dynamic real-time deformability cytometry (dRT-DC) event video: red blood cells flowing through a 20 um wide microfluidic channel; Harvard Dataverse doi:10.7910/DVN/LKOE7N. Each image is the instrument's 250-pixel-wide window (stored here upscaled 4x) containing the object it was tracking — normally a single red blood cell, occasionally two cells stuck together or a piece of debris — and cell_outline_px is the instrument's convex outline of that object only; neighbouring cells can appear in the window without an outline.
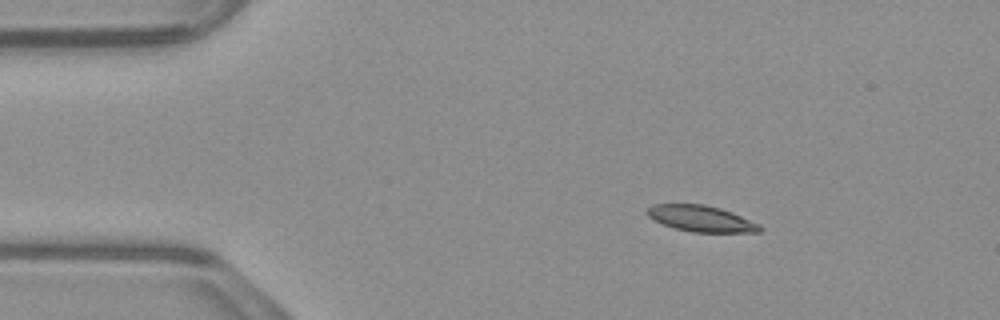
{"species": "common noctule bat (a hibernating species)", "species_latin": "Nyctalus noctula", "temperature_condition": "warm", "stored_images_in_passage": 46, "camera_frame_rate_fps": 3000, "um_per_image_px": 0.085, "animal": {"sex": "male", "body_mass_g": 23.1, "forearm_length_mm": 52.7}, "frame": {"image": 1, "passage_image": 1, "time_ms": 0.0, "image_size_px": [1000, 320], "cell_outline_px": [[764, 228], [760, 232], [692, 232], [672, 228], [648, 216], [644, 212], [652, 204], [704, 204], [720, 208], [732, 212], [760, 224]], "centroid_in_image_um": [59.6, 18.58], "position_along_channel_um": 25.4, "area_um2": 17.22}}
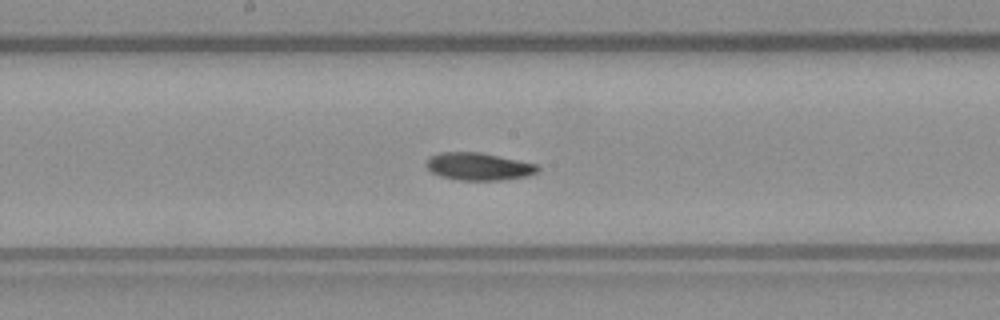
{"frame": {"image": 2, "passage_image": 20, "time_ms": 6.333, "image_size_px": [1000, 320], "cell_outline_px": [[540, 168], [536, 172], [528, 176], [500, 180], [456, 180], [440, 176], [432, 172], [424, 164], [432, 156], [440, 152], [480, 152], [536, 164]], "centroid_in_image_um": [40.66, 14.16], "position_along_channel_um": 207.5, "area_um2": 17.74}}
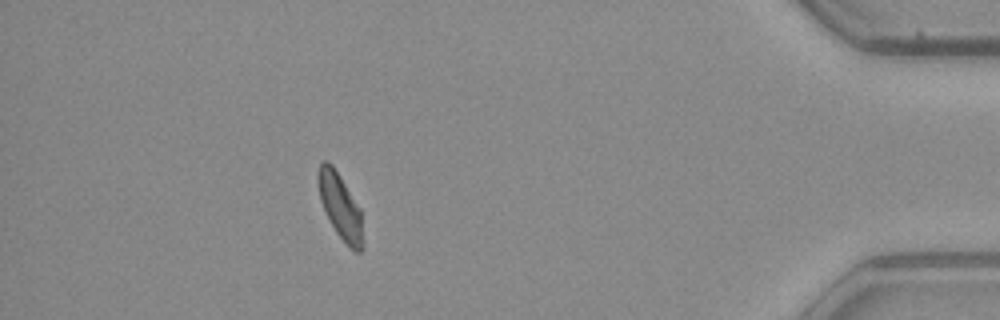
{"frame": {"image": 3, "passage_image": 40, "time_ms": 13.0, "image_size_px": [1000, 320], "cell_outline_px": [[364, 248], [360, 252], [356, 252], [336, 232], [320, 200], [316, 180], [316, 172], [320, 164], [324, 160], [328, 160], [332, 164], [340, 176], [360, 208]], "centroid_in_image_um": [28.9, 17.48], "position_along_channel_um": 406.3, "area_um2": 16.94}, "authors_computed_cell_mechanics": {"area_um2": 17.6001, "velocity_mm_per_s": 3.8638, "shape_relaxation_time_tau1_ms": 8.8728, "shape_relaxation_time_tau2_ms": 5.879, "deformation_change_tau1": 0.2199, "deformation_change_tau2": 0.099}}